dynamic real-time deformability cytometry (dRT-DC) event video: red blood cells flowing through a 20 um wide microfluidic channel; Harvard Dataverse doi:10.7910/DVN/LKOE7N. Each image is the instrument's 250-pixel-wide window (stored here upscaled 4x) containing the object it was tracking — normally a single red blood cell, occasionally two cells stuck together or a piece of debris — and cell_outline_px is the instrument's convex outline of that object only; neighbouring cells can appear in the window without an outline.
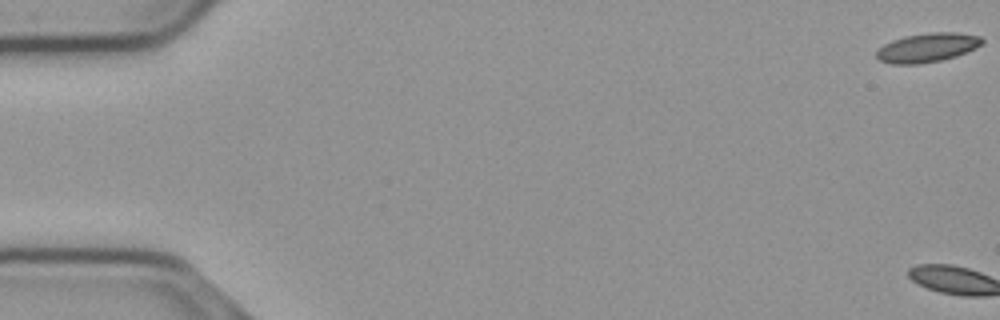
{"species": "common noctule bat (a hibernating species)", "species_latin": "Nyctalus noctula", "temperature_condition": "cold", "stored_images_in_passage": 3, "camera_frame_rate_fps": 3000, "um_per_image_px": 0.085, "animal": {"sex": "male", "body_mass_g": 23.1, "forearm_length_mm": 52.7}, "frame": {"image": 1, "passage_image": 1, "time_ms": 0.0, "image_size_px": [1000, 320], "cell_outline_px": [[984, 44], [976, 48], [956, 56], [940, 60], [920, 64], [892, 64], [880, 60], [876, 56], [876, 52], [884, 44], [892, 40], [904, 36], [928, 32], [956, 32], [980, 36], [984, 40]], "centroid_in_image_um": [78.85, 4.04], "position_along_channel_um": 6.2, "area_um2": 17.98}}